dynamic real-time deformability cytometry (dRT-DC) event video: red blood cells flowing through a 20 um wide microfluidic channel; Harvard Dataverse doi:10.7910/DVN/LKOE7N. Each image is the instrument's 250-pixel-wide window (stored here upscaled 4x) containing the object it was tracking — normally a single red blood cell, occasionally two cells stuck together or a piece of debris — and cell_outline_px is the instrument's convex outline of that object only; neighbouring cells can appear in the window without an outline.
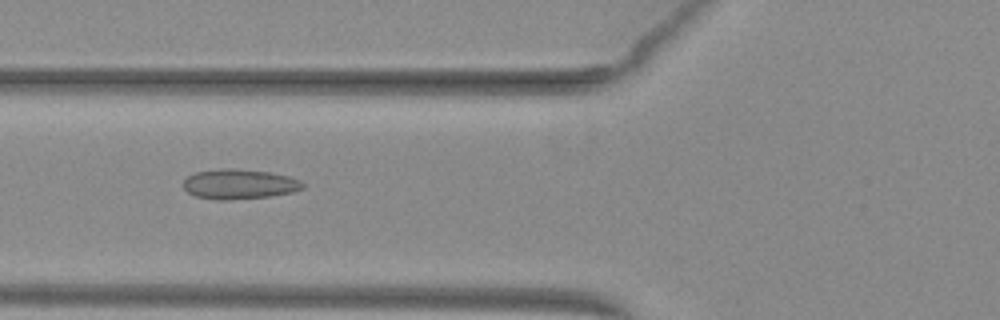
{"species": "common noctule bat (a hibernating species)", "species_latin": "Nyctalus noctula", "temperature_condition": "warm", "stored_images_in_passage": 37, "camera_frame_rate_fps": 3000, "um_per_image_px": 0.085, "animal": {"sex": "female", "body_mass_g": 29.2, "forearm_length_mm": 56.3}, "frame": {"image": 1, "passage_image": 6, "time_ms": 1.667, "image_size_px": [1000, 320], "cell_outline_px": [[304, 188], [292, 192], [268, 196], [224, 200], [216, 200], [196, 196], [188, 192], [180, 184], [188, 176], [196, 172], [220, 168], [236, 168], [268, 172], [288, 176], [300, 180], [304, 184]], "centroid_in_image_um": [20.3, 15.64], "position_along_channel_um": 105.5, "area_um2": 20.81}}
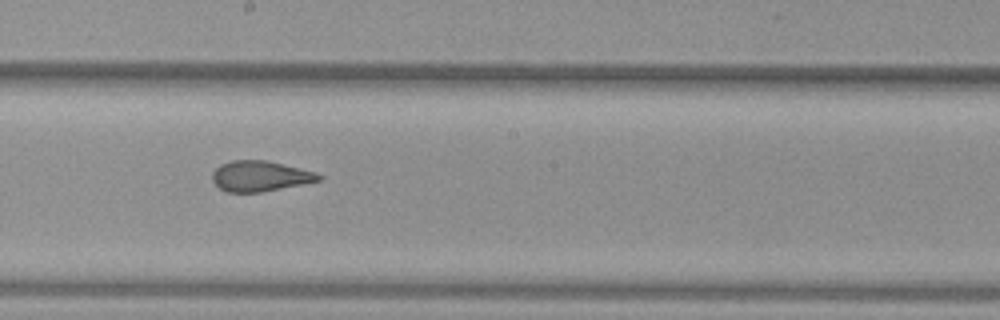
{"frame": {"image": 2, "passage_image": 15, "time_ms": 4.667, "image_size_px": [1000, 320], "cell_outline_px": [[324, 176], [320, 180], [260, 192], [228, 192], [220, 188], [212, 180], [212, 172], [220, 164], [232, 160], [264, 160], [300, 168], [316, 172]], "centroid_in_image_um": [22.08, 14.96], "position_along_channel_um": 226.1, "area_um2": 18.67}}
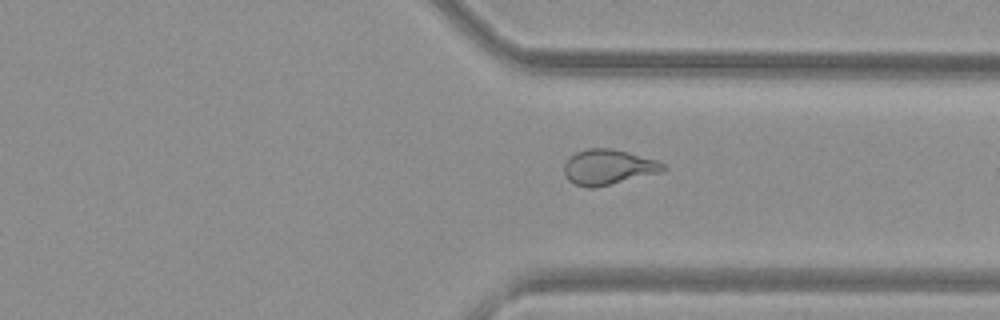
{"frame": {"image": 3, "passage_image": 25, "time_ms": 8.0, "image_size_px": [1000, 320], "cell_outline_px": [[668, 168], [664, 172], [592, 188], [588, 188], [576, 184], [568, 180], [564, 172], [564, 164], [568, 156], [576, 152], [588, 148], [612, 148], [628, 152], [656, 160], [664, 164]], "centroid_in_image_um": [51.71, 14.19], "position_along_channel_um": 359.7, "area_um2": 20.46}, "authors_computed_cell_mechanics": {"area_um2": 20.4034, "velocity_mm_per_s": 4.021, "shape_relaxation_time_tau1_ms": null, "shape_relaxation_time_tau2_ms": 0.9749, "deformation_change_tau1": null, "deformation_change_tau2": 0.0892}}